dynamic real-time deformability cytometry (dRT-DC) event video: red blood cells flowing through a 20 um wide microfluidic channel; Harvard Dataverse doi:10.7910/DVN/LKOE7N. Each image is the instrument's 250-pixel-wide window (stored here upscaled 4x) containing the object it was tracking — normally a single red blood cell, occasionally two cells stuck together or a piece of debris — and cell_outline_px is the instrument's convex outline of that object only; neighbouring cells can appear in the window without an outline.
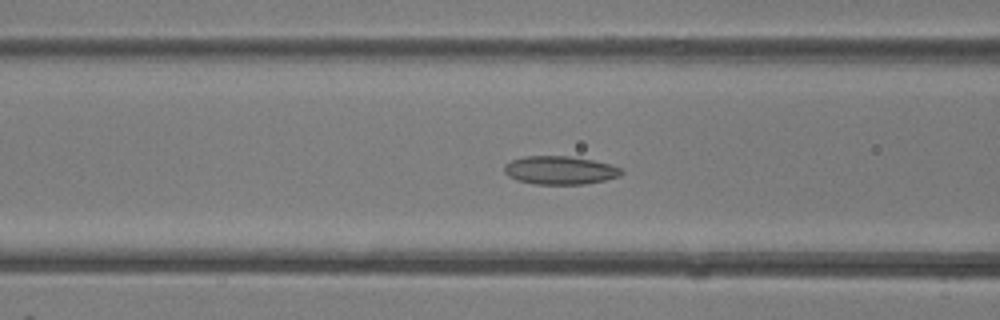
{"species": "common noctule bat (a hibernating species)", "species_latin": "Nyctalus noctula", "temperature_condition": "room temperature", "stored_images_in_passage": 40, "camera_frame_rate_fps": 3000, "um_per_image_px": 0.085, "animal": {"sex": "female"}, "frame": {"image": 1, "passage_image": 16, "time_ms": 5.0, "image_size_px": [1000, 320], "cell_outline_px": [[624, 172], [620, 176], [604, 180], [584, 184], [532, 184], [516, 180], [508, 176], [504, 172], [504, 164], [512, 160], [524, 156], [568, 156], [592, 160], [608, 164], [620, 168]], "centroid_in_image_um": [47.56, 14.47], "position_along_channel_um": 119.0, "area_um2": 19.31}}
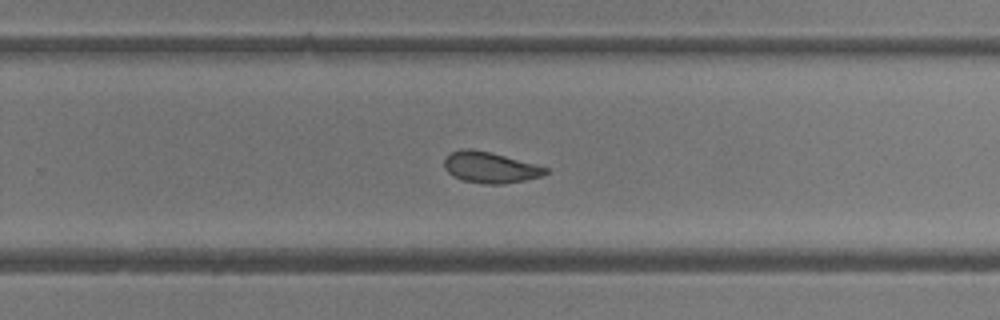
{"frame": {"image": 2, "passage_image": 26, "time_ms": 8.333, "image_size_px": [1000, 320], "cell_outline_px": [[548, 172], [540, 176], [524, 180], [504, 184], [484, 184], [464, 180], [452, 176], [444, 168], [444, 160], [452, 152], [460, 148], [472, 148], [536, 164], [548, 168]], "centroid_in_image_um": [41.63, 14.23], "position_along_channel_um": 288.2, "area_um2": 18.15}}
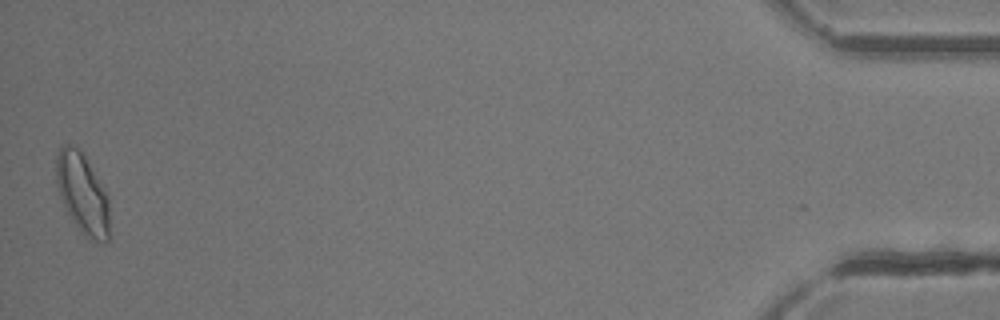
{"frame": {"image": 3, "passage_image": 40, "time_ms": 13.0, "image_size_px": [1000, 320], "cell_outline_px": [[108, 240], [104, 244], [84, 236], [80, 232], [72, 220], [60, 196], [56, 184], [56, 156], [60, 144], [76, 144], [80, 148], [108, 196]], "centroid_in_image_um": [6.98, 16.41], "position_along_channel_um": 428.2, "area_um2": 25.03}}